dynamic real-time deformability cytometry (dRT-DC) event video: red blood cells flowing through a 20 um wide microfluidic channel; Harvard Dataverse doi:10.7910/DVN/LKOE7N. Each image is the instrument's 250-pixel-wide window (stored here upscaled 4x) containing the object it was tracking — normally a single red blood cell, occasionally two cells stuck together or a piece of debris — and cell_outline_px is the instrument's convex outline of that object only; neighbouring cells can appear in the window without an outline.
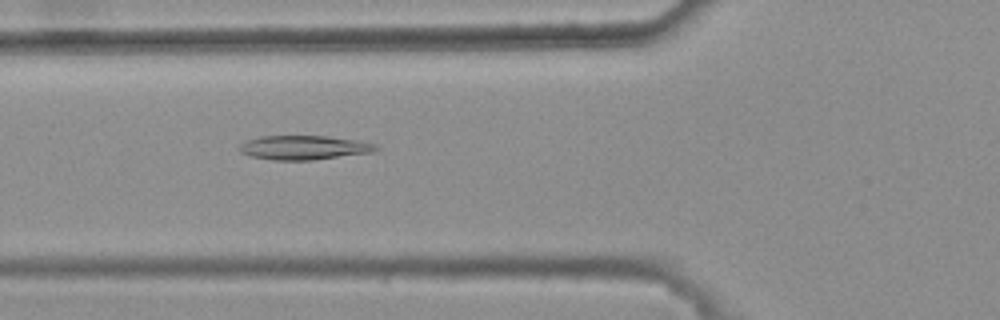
{"species": "common noctule bat (a hibernating species)", "species_latin": "Nyctalus noctula", "temperature_condition": "warm", "stored_images_in_passage": 34, "camera_frame_rate_fps": 3000, "um_per_image_px": 0.085, "animal": {"sex": "female", "body_mass_g": 25.1}, "frame": {"image": 1, "passage_image": 5, "time_ms": 1.333, "image_size_px": [1000, 320], "cell_outline_px": [[380, 148], [372, 152], [312, 160], [272, 160], [248, 156], [240, 152], [240, 144], [248, 140], [260, 136], [328, 136], [360, 140], [376, 144]], "centroid_in_image_um": [25.84, 12.54], "position_along_channel_um": 100.0, "area_um2": 19.31}}
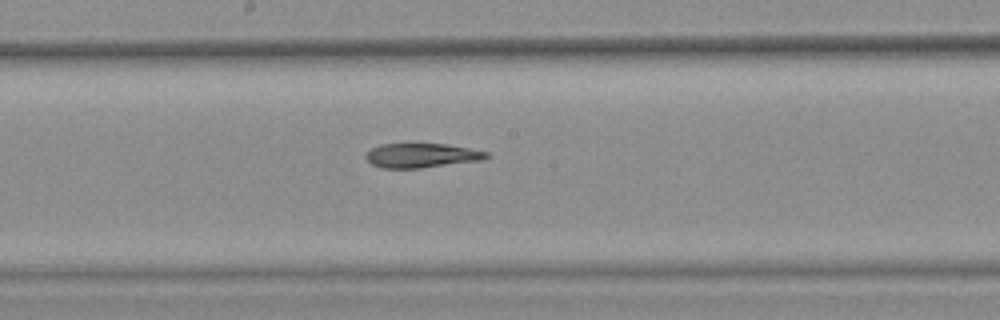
{"frame": {"image": 2, "passage_image": 14, "time_ms": 4.333, "image_size_px": [1000, 320], "cell_outline_px": [[488, 156], [484, 160], [420, 168], [384, 168], [372, 164], [364, 156], [372, 148], [380, 144], [448, 144], [488, 152]], "centroid_in_image_um": [35.85, 13.21], "position_along_channel_um": 212.4, "area_um2": 16.99}}
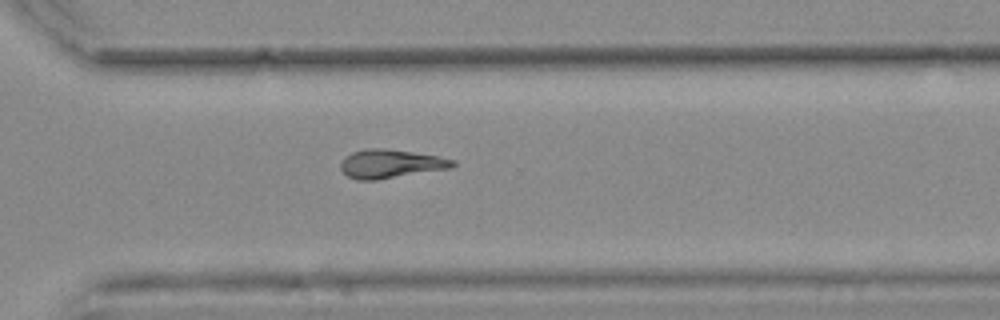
{"frame": {"image": 3, "passage_image": 24, "time_ms": 7.667, "image_size_px": [1000, 320], "cell_outline_px": [[456, 164], [452, 168], [376, 180], [356, 180], [348, 176], [340, 168], [340, 164], [344, 156], [352, 152], [364, 148], [380, 148], [412, 152], [440, 156], [456, 160]], "centroid_in_image_um": [33.21, 13.92], "position_along_channel_um": 337.4, "area_um2": 18.84}}